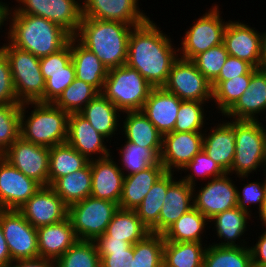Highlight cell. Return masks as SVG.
<instances>
[{"instance_id":"obj_11","label":"cell","mask_w":266,"mask_h":267,"mask_svg":"<svg viewBox=\"0 0 266 267\" xmlns=\"http://www.w3.org/2000/svg\"><path fill=\"white\" fill-rule=\"evenodd\" d=\"M0 226L11 260L39 257L37 229L15 209H0Z\"/></svg>"},{"instance_id":"obj_24","label":"cell","mask_w":266,"mask_h":267,"mask_svg":"<svg viewBox=\"0 0 266 267\" xmlns=\"http://www.w3.org/2000/svg\"><path fill=\"white\" fill-rule=\"evenodd\" d=\"M266 108V68H258L251 76L247 90L224 114L235 120L259 119L258 114Z\"/></svg>"},{"instance_id":"obj_41","label":"cell","mask_w":266,"mask_h":267,"mask_svg":"<svg viewBox=\"0 0 266 267\" xmlns=\"http://www.w3.org/2000/svg\"><path fill=\"white\" fill-rule=\"evenodd\" d=\"M120 149V167L124 176H128L160 162V156L151 148L141 147L137 144L125 141ZM124 171H126L124 173Z\"/></svg>"},{"instance_id":"obj_61","label":"cell","mask_w":266,"mask_h":267,"mask_svg":"<svg viewBox=\"0 0 266 267\" xmlns=\"http://www.w3.org/2000/svg\"><path fill=\"white\" fill-rule=\"evenodd\" d=\"M265 112H266V108H265L261 113L264 115ZM265 115H266V114H265ZM265 118H266V116H265ZM254 121H255L256 124L259 126V128H260L264 133H266V127H264V125L262 124V122H260V120H258V119H255Z\"/></svg>"},{"instance_id":"obj_42","label":"cell","mask_w":266,"mask_h":267,"mask_svg":"<svg viewBox=\"0 0 266 267\" xmlns=\"http://www.w3.org/2000/svg\"><path fill=\"white\" fill-rule=\"evenodd\" d=\"M98 93L90 84L75 78L53 104L69 114L80 113Z\"/></svg>"},{"instance_id":"obj_48","label":"cell","mask_w":266,"mask_h":267,"mask_svg":"<svg viewBox=\"0 0 266 267\" xmlns=\"http://www.w3.org/2000/svg\"><path fill=\"white\" fill-rule=\"evenodd\" d=\"M42 75L45 80L43 103H54L76 78L72 61L68 64V72L42 73Z\"/></svg>"},{"instance_id":"obj_62","label":"cell","mask_w":266,"mask_h":267,"mask_svg":"<svg viewBox=\"0 0 266 267\" xmlns=\"http://www.w3.org/2000/svg\"><path fill=\"white\" fill-rule=\"evenodd\" d=\"M265 166H266V133H265Z\"/></svg>"},{"instance_id":"obj_23","label":"cell","mask_w":266,"mask_h":267,"mask_svg":"<svg viewBox=\"0 0 266 267\" xmlns=\"http://www.w3.org/2000/svg\"><path fill=\"white\" fill-rule=\"evenodd\" d=\"M221 122L209 130L208 135L205 129L203 150L225 173H229L236 151L234 119Z\"/></svg>"},{"instance_id":"obj_32","label":"cell","mask_w":266,"mask_h":267,"mask_svg":"<svg viewBox=\"0 0 266 267\" xmlns=\"http://www.w3.org/2000/svg\"><path fill=\"white\" fill-rule=\"evenodd\" d=\"M174 173L165 172L151 187L142 203L134 210L152 233L159 234V215L168 186L175 180Z\"/></svg>"},{"instance_id":"obj_10","label":"cell","mask_w":266,"mask_h":267,"mask_svg":"<svg viewBox=\"0 0 266 267\" xmlns=\"http://www.w3.org/2000/svg\"><path fill=\"white\" fill-rule=\"evenodd\" d=\"M163 88L181 100L208 102L212 100V86L192 60L178 57L172 64Z\"/></svg>"},{"instance_id":"obj_54","label":"cell","mask_w":266,"mask_h":267,"mask_svg":"<svg viewBox=\"0 0 266 267\" xmlns=\"http://www.w3.org/2000/svg\"><path fill=\"white\" fill-rule=\"evenodd\" d=\"M261 233L256 244L249 246L253 267H266V229Z\"/></svg>"},{"instance_id":"obj_19","label":"cell","mask_w":266,"mask_h":267,"mask_svg":"<svg viewBox=\"0 0 266 267\" xmlns=\"http://www.w3.org/2000/svg\"><path fill=\"white\" fill-rule=\"evenodd\" d=\"M137 5L138 0H83L82 13L86 18L137 26L149 19Z\"/></svg>"},{"instance_id":"obj_5","label":"cell","mask_w":266,"mask_h":267,"mask_svg":"<svg viewBox=\"0 0 266 267\" xmlns=\"http://www.w3.org/2000/svg\"><path fill=\"white\" fill-rule=\"evenodd\" d=\"M152 88L137 70L122 65L108 70L101 93L123 113L141 111Z\"/></svg>"},{"instance_id":"obj_37","label":"cell","mask_w":266,"mask_h":267,"mask_svg":"<svg viewBox=\"0 0 266 267\" xmlns=\"http://www.w3.org/2000/svg\"><path fill=\"white\" fill-rule=\"evenodd\" d=\"M206 245L202 242H164L163 267H203Z\"/></svg>"},{"instance_id":"obj_50","label":"cell","mask_w":266,"mask_h":267,"mask_svg":"<svg viewBox=\"0 0 266 267\" xmlns=\"http://www.w3.org/2000/svg\"><path fill=\"white\" fill-rule=\"evenodd\" d=\"M19 103L14 88L9 59L0 49V104Z\"/></svg>"},{"instance_id":"obj_17","label":"cell","mask_w":266,"mask_h":267,"mask_svg":"<svg viewBox=\"0 0 266 267\" xmlns=\"http://www.w3.org/2000/svg\"><path fill=\"white\" fill-rule=\"evenodd\" d=\"M41 185L0 156V209L20 208Z\"/></svg>"},{"instance_id":"obj_7","label":"cell","mask_w":266,"mask_h":267,"mask_svg":"<svg viewBox=\"0 0 266 267\" xmlns=\"http://www.w3.org/2000/svg\"><path fill=\"white\" fill-rule=\"evenodd\" d=\"M234 134L236 151L229 175L244 179L260 166H265V133L254 120H235ZM254 171V172H253Z\"/></svg>"},{"instance_id":"obj_3","label":"cell","mask_w":266,"mask_h":267,"mask_svg":"<svg viewBox=\"0 0 266 267\" xmlns=\"http://www.w3.org/2000/svg\"><path fill=\"white\" fill-rule=\"evenodd\" d=\"M134 26L83 17L74 37L108 69L126 65L128 39Z\"/></svg>"},{"instance_id":"obj_2","label":"cell","mask_w":266,"mask_h":267,"mask_svg":"<svg viewBox=\"0 0 266 267\" xmlns=\"http://www.w3.org/2000/svg\"><path fill=\"white\" fill-rule=\"evenodd\" d=\"M12 11L11 9L9 14L7 41L38 58L58 52L71 38L65 29L54 22L43 17Z\"/></svg>"},{"instance_id":"obj_36","label":"cell","mask_w":266,"mask_h":267,"mask_svg":"<svg viewBox=\"0 0 266 267\" xmlns=\"http://www.w3.org/2000/svg\"><path fill=\"white\" fill-rule=\"evenodd\" d=\"M207 222L210 221L193 207L163 233L164 240L170 242H203L202 236Z\"/></svg>"},{"instance_id":"obj_39","label":"cell","mask_w":266,"mask_h":267,"mask_svg":"<svg viewBox=\"0 0 266 267\" xmlns=\"http://www.w3.org/2000/svg\"><path fill=\"white\" fill-rule=\"evenodd\" d=\"M258 68H253L248 74L237 76L226 81H213L212 100L217 105L222 116L237 102L239 97L247 90L252 74Z\"/></svg>"},{"instance_id":"obj_9","label":"cell","mask_w":266,"mask_h":267,"mask_svg":"<svg viewBox=\"0 0 266 267\" xmlns=\"http://www.w3.org/2000/svg\"><path fill=\"white\" fill-rule=\"evenodd\" d=\"M194 24L185 32L178 54L181 58L192 60L196 55L220 45L224 40L227 21H222L219 6H211ZM222 18V19H221Z\"/></svg>"},{"instance_id":"obj_57","label":"cell","mask_w":266,"mask_h":267,"mask_svg":"<svg viewBox=\"0 0 266 267\" xmlns=\"http://www.w3.org/2000/svg\"><path fill=\"white\" fill-rule=\"evenodd\" d=\"M11 262L10 251L0 226V267H7Z\"/></svg>"},{"instance_id":"obj_38","label":"cell","mask_w":266,"mask_h":267,"mask_svg":"<svg viewBox=\"0 0 266 267\" xmlns=\"http://www.w3.org/2000/svg\"><path fill=\"white\" fill-rule=\"evenodd\" d=\"M203 267H253L250 247L207 245Z\"/></svg>"},{"instance_id":"obj_49","label":"cell","mask_w":266,"mask_h":267,"mask_svg":"<svg viewBox=\"0 0 266 267\" xmlns=\"http://www.w3.org/2000/svg\"><path fill=\"white\" fill-rule=\"evenodd\" d=\"M263 181V183L248 182V184H244L242 192H240V190H237L238 208L249 214L251 213V210L249 209L250 204H257L259 207L258 211L261 209L265 196V180Z\"/></svg>"},{"instance_id":"obj_35","label":"cell","mask_w":266,"mask_h":267,"mask_svg":"<svg viewBox=\"0 0 266 267\" xmlns=\"http://www.w3.org/2000/svg\"><path fill=\"white\" fill-rule=\"evenodd\" d=\"M49 162V186H51L58 178L84 168L89 160L66 142L50 147Z\"/></svg>"},{"instance_id":"obj_53","label":"cell","mask_w":266,"mask_h":267,"mask_svg":"<svg viewBox=\"0 0 266 267\" xmlns=\"http://www.w3.org/2000/svg\"><path fill=\"white\" fill-rule=\"evenodd\" d=\"M254 67L234 56H228L220 70L219 76L214 81H226L237 76L248 74Z\"/></svg>"},{"instance_id":"obj_33","label":"cell","mask_w":266,"mask_h":267,"mask_svg":"<svg viewBox=\"0 0 266 267\" xmlns=\"http://www.w3.org/2000/svg\"><path fill=\"white\" fill-rule=\"evenodd\" d=\"M149 233H151L150 229L137 216L135 210L119 208L105 233L99 237H112V239L124 240L134 245Z\"/></svg>"},{"instance_id":"obj_45","label":"cell","mask_w":266,"mask_h":267,"mask_svg":"<svg viewBox=\"0 0 266 267\" xmlns=\"http://www.w3.org/2000/svg\"><path fill=\"white\" fill-rule=\"evenodd\" d=\"M206 103L209 102L182 100L173 132H203L206 124L203 106Z\"/></svg>"},{"instance_id":"obj_18","label":"cell","mask_w":266,"mask_h":267,"mask_svg":"<svg viewBox=\"0 0 266 267\" xmlns=\"http://www.w3.org/2000/svg\"><path fill=\"white\" fill-rule=\"evenodd\" d=\"M223 43L230 56L250 63L254 68H261V32L256 31L255 27L252 28L240 20H229L224 32Z\"/></svg>"},{"instance_id":"obj_59","label":"cell","mask_w":266,"mask_h":267,"mask_svg":"<svg viewBox=\"0 0 266 267\" xmlns=\"http://www.w3.org/2000/svg\"><path fill=\"white\" fill-rule=\"evenodd\" d=\"M260 61L261 68H266V31L261 33Z\"/></svg>"},{"instance_id":"obj_47","label":"cell","mask_w":266,"mask_h":267,"mask_svg":"<svg viewBox=\"0 0 266 267\" xmlns=\"http://www.w3.org/2000/svg\"><path fill=\"white\" fill-rule=\"evenodd\" d=\"M184 170L185 172L190 170V173L188 172L181 179L192 186L196 184L195 181L197 182L198 177L205 180L207 178H218L225 174L203 149L184 167Z\"/></svg>"},{"instance_id":"obj_29","label":"cell","mask_w":266,"mask_h":267,"mask_svg":"<svg viewBox=\"0 0 266 267\" xmlns=\"http://www.w3.org/2000/svg\"><path fill=\"white\" fill-rule=\"evenodd\" d=\"M119 110L102 93H98L81 111L80 114L89 121L91 126L108 142L115 136L121 119Z\"/></svg>"},{"instance_id":"obj_43","label":"cell","mask_w":266,"mask_h":267,"mask_svg":"<svg viewBox=\"0 0 266 267\" xmlns=\"http://www.w3.org/2000/svg\"><path fill=\"white\" fill-rule=\"evenodd\" d=\"M56 267H101L93 240H77L60 258Z\"/></svg>"},{"instance_id":"obj_20","label":"cell","mask_w":266,"mask_h":267,"mask_svg":"<svg viewBox=\"0 0 266 267\" xmlns=\"http://www.w3.org/2000/svg\"><path fill=\"white\" fill-rule=\"evenodd\" d=\"M105 139L107 138L98 133L80 113L69 114L67 143L89 161L94 159V155H98L97 159L111 155Z\"/></svg>"},{"instance_id":"obj_31","label":"cell","mask_w":266,"mask_h":267,"mask_svg":"<svg viewBox=\"0 0 266 267\" xmlns=\"http://www.w3.org/2000/svg\"><path fill=\"white\" fill-rule=\"evenodd\" d=\"M251 214L241 210L237 206L225 210L224 212L216 214L209 221L214 224V228H216V235L219 239H223L221 243H212L213 245L218 246H230V247H244L247 242L244 239H240L242 235L247 231V219H250ZM241 236V237H240ZM239 239L241 241H239ZM238 240L240 243H238ZM237 242V244H236ZM244 243V244H243ZM246 243V244H245Z\"/></svg>"},{"instance_id":"obj_51","label":"cell","mask_w":266,"mask_h":267,"mask_svg":"<svg viewBox=\"0 0 266 267\" xmlns=\"http://www.w3.org/2000/svg\"><path fill=\"white\" fill-rule=\"evenodd\" d=\"M72 61L70 39L58 52L40 58L42 73L68 72V64Z\"/></svg>"},{"instance_id":"obj_44","label":"cell","mask_w":266,"mask_h":267,"mask_svg":"<svg viewBox=\"0 0 266 267\" xmlns=\"http://www.w3.org/2000/svg\"><path fill=\"white\" fill-rule=\"evenodd\" d=\"M21 103L0 104V156L20 137Z\"/></svg>"},{"instance_id":"obj_8","label":"cell","mask_w":266,"mask_h":267,"mask_svg":"<svg viewBox=\"0 0 266 267\" xmlns=\"http://www.w3.org/2000/svg\"><path fill=\"white\" fill-rule=\"evenodd\" d=\"M119 205L89 196L68 207V217L78 240H95L103 235Z\"/></svg>"},{"instance_id":"obj_12","label":"cell","mask_w":266,"mask_h":267,"mask_svg":"<svg viewBox=\"0 0 266 267\" xmlns=\"http://www.w3.org/2000/svg\"><path fill=\"white\" fill-rule=\"evenodd\" d=\"M18 5L11 8L18 14L43 17L60 25L74 36L83 18L82 0H16ZM22 4V5H21Z\"/></svg>"},{"instance_id":"obj_21","label":"cell","mask_w":266,"mask_h":267,"mask_svg":"<svg viewBox=\"0 0 266 267\" xmlns=\"http://www.w3.org/2000/svg\"><path fill=\"white\" fill-rule=\"evenodd\" d=\"M112 155L90 160L91 166V194L97 199L109 200L119 205L122 194L124 174Z\"/></svg>"},{"instance_id":"obj_55","label":"cell","mask_w":266,"mask_h":267,"mask_svg":"<svg viewBox=\"0 0 266 267\" xmlns=\"http://www.w3.org/2000/svg\"><path fill=\"white\" fill-rule=\"evenodd\" d=\"M97 251L126 250L133 244L124 240L112 239V237H97L94 240Z\"/></svg>"},{"instance_id":"obj_26","label":"cell","mask_w":266,"mask_h":267,"mask_svg":"<svg viewBox=\"0 0 266 267\" xmlns=\"http://www.w3.org/2000/svg\"><path fill=\"white\" fill-rule=\"evenodd\" d=\"M193 186L175 179L167 188L159 215V234H163L183 214L194 207Z\"/></svg>"},{"instance_id":"obj_58","label":"cell","mask_w":266,"mask_h":267,"mask_svg":"<svg viewBox=\"0 0 266 267\" xmlns=\"http://www.w3.org/2000/svg\"><path fill=\"white\" fill-rule=\"evenodd\" d=\"M11 7L7 3H3L2 0L0 1V29L2 25L4 26L5 21H9V14H10Z\"/></svg>"},{"instance_id":"obj_6","label":"cell","mask_w":266,"mask_h":267,"mask_svg":"<svg viewBox=\"0 0 266 267\" xmlns=\"http://www.w3.org/2000/svg\"><path fill=\"white\" fill-rule=\"evenodd\" d=\"M9 59L14 88L19 103L41 102L45 80L40 68V58L13 46L9 41L0 46Z\"/></svg>"},{"instance_id":"obj_34","label":"cell","mask_w":266,"mask_h":267,"mask_svg":"<svg viewBox=\"0 0 266 267\" xmlns=\"http://www.w3.org/2000/svg\"><path fill=\"white\" fill-rule=\"evenodd\" d=\"M91 180L92 174L89 161L81 170L58 178L51 187L69 207L90 196Z\"/></svg>"},{"instance_id":"obj_22","label":"cell","mask_w":266,"mask_h":267,"mask_svg":"<svg viewBox=\"0 0 266 267\" xmlns=\"http://www.w3.org/2000/svg\"><path fill=\"white\" fill-rule=\"evenodd\" d=\"M181 101L163 87L152 88L141 112L164 135L174 130Z\"/></svg>"},{"instance_id":"obj_27","label":"cell","mask_w":266,"mask_h":267,"mask_svg":"<svg viewBox=\"0 0 266 267\" xmlns=\"http://www.w3.org/2000/svg\"><path fill=\"white\" fill-rule=\"evenodd\" d=\"M70 46L76 78L90 84L101 93L108 69L91 50L82 45L74 36L70 38Z\"/></svg>"},{"instance_id":"obj_16","label":"cell","mask_w":266,"mask_h":267,"mask_svg":"<svg viewBox=\"0 0 266 267\" xmlns=\"http://www.w3.org/2000/svg\"><path fill=\"white\" fill-rule=\"evenodd\" d=\"M204 132H169L162 135L160 163L166 172H179L203 149ZM176 169V170H174Z\"/></svg>"},{"instance_id":"obj_15","label":"cell","mask_w":266,"mask_h":267,"mask_svg":"<svg viewBox=\"0 0 266 267\" xmlns=\"http://www.w3.org/2000/svg\"><path fill=\"white\" fill-rule=\"evenodd\" d=\"M17 210L36 229L61 222L68 217V206L51 186H41Z\"/></svg>"},{"instance_id":"obj_40","label":"cell","mask_w":266,"mask_h":267,"mask_svg":"<svg viewBox=\"0 0 266 267\" xmlns=\"http://www.w3.org/2000/svg\"><path fill=\"white\" fill-rule=\"evenodd\" d=\"M164 236L149 233L134 244L131 267H163Z\"/></svg>"},{"instance_id":"obj_13","label":"cell","mask_w":266,"mask_h":267,"mask_svg":"<svg viewBox=\"0 0 266 267\" xmlns=\"http://www.w3.org/2000/svg\"><path fill=\"white\" fill-rule=\"evenodd\" d=\"M49 150L20 136L1 156L28 178L49 186Z\"/></svg>"},{"instance_id":"obj_52","label":"cell","mask_w":266,"mask_h":267,"mask_svg":"<svg viewBox=\"0 0 266 267\" xmlns=\"http://www.w3.org/2000/svg\"><path fill=\"white\" fill-rule=\"evenodd\" d=\"M101 267H131L134 245L126 250L98 251Z\"/></svg>"},{"instance_id":"obj_30","label":"cell","mask_w":266,"mask_h":267,"mask_svg":"<svg viewBox=\"0 0 266 267\" xmlns=\"http://www.w3.org/2000/svg\"><path fill=\"white\" fill-rule=\"evenodd\" d=\"M123 122L125 141L153 149L159 156L162 149V135L141 111H127Z\"/></svg>"},{"instance_id":"obj_25","label":"cell","mask_w":266,"mask_h":267,"mask_svg":"<svg viewBox=\"0 0 266 267\" xmlns=\"http://www.w3.org/2000/svg\"><path fill=\"white\" fill-rule=\"evenodd\" d=\"M37 235L39 257L55 261L78 240L69 217L37 228Z\"/></svg>"},{"instance_id":"obj_60","label":"cell","mask_w":266,"mask_h":267,"mask_svg":"<svg viewBox=\"0 0 266 267\" xmlns=\"http://www.w3.org/2000/svg\"><path fill=\"white\" fill-rule=\"evenodd\" d=\"M265 175V196L263 199V204L261 209L257 212L259 213V219H261L260 221L262 222V226L266 227V172H264Z\"/></svg>"},{"instance_id":"obj_56","label":"cell","mask_w":266,"mask_h":267,"mask_svg":"<svg viewBox=\"0 0 266 267\" xmlns=\"http://www.w3.org/2000/svg\"><path fill=\"white\" fill-rule=\"evenodd\" d=\"M7 267H56V261L42 257L12 261Z\"/></svg>"},{"instance_id":"obj_14","label":"cell","mask_w":266,"mask_h":267,"mask_svg":"<svg viewBox=\"0 0 266 267\" xmlns=\"http://www.w3.org/2000/svg\"><path fill=\"white\" fill-rule=\"evenodd\" d=\"M225 173L221 177L212 178L201 186L196 192L193 186L194 207L200 211L208 220L216 214L232 209L237 206V186L231 177Z\"/></svg>"},{"instance_id":"obj_1","label":"cell","mask_w":266,"mask_h":267,"mask_svg":"<svg viewBox=\"0 0 266 267\" xmlns=\"http://www.w3.org/2000/svg\"><path fill=\"white\" fill-rule=\"evenodd\" d=\"M153 22L149 18L133 27L128 39L126 65L137 70L153 88H159L165 85L179 55L178 47L175 48L170 37Z\"/></svg>"},{"instance_id":"obj_28","label":"cell","mask_w":266,"mask_h":267,"mask_svg":"<svg viewBox=\"0 0 266 267\" xmlns=\"http://www.w3.org/2000/svg\"><path fill=\"white\" fill-rule=\"evenodd\" d=\"M159 162L140 172L124 176L119 208L134 210L138 207L154 183L165 173Z\"/></svg>"},{"instance_id":"obj_4","label":"cell","mask_w":266,"mask_h":267,"mask_svg":"<svg viewBox=\"0 0 266 267\" xmlns=\"http://www.w3.org/2000/svg\"><path fill=\"white\" fill-rule=\"evenodd\" d=\"M29 105L34 109L29 113L30 115H25L28 113L27 108L30 107ZM68 118L69 113L56 107L53 103H22L20 136L28 142L47 148L66 143Z\"/></svg>"},{"instance_id":"obj_46","label":"cell","mask_w":266,"mask_h":267,"mask_svg":"<svg viewBox=\"0 0 266 267\" xmlns=\"http://www.w3.org/2000/svg\"><path fill=\"white\" fill-rule=\"evenodd\" d=\"M228 56L226 47L222 43L196 55L192 61L204 77L212 83L219 76Z\"/></svg>"}]
</instances>
